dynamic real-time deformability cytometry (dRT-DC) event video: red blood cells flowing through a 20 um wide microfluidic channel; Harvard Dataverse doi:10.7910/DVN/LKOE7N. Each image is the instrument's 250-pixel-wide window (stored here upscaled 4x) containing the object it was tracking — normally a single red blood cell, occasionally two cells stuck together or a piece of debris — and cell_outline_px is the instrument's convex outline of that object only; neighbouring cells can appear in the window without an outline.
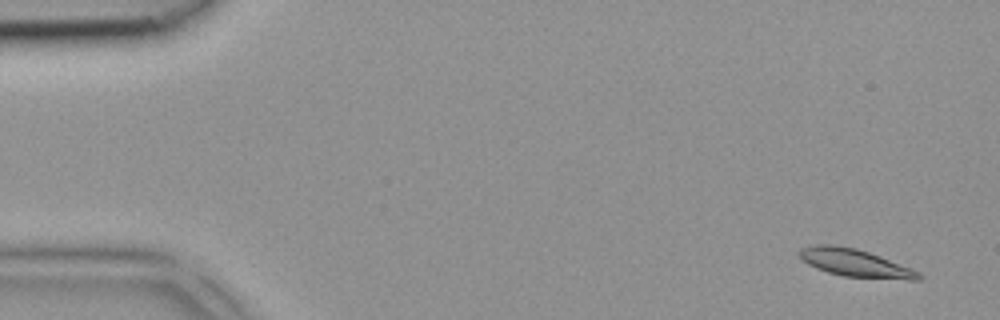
{"species": "common noctule bat (a hibernating species)", "species_latin": "Nyctalus noctula", "temperature_condition": "room temperature", "stored_images_in_passage": 4, "camera_frame_rate_fps": 3000, "um_per_image_px": 0.085, "animal": {"sex": "female", "body_mass_g": 18.4}, "frame": {"image": 1, "passage_image": 1, "time_ms": 0.0, "image_size_px": [1000, 320], "cell_outline_px": [[924, 276], [920, 280], [908, 280], [844, 276], [828, 272], [816, 268], [808, 264], [800, 256], [800, 248], [812, 244], [832, 244], [856, 248], [880, 256], [912, 268], [920, 272]], "centroid_in_image_um": [72.73, 22.35], "position_along_channel_um": 12.3, "area_um2": 19.31}}
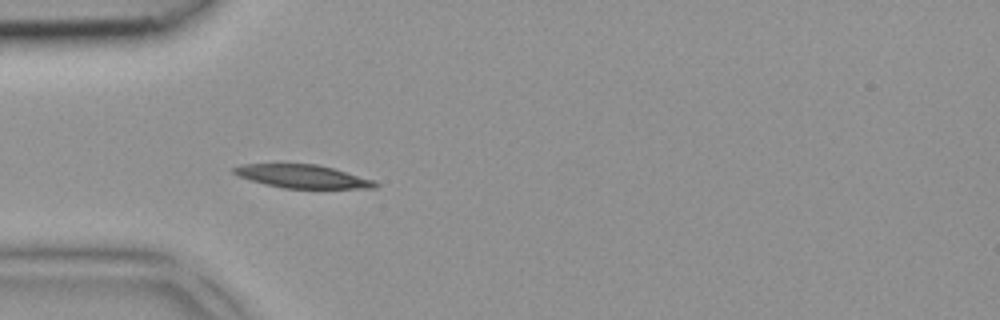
{"frame": {"image": 2, "passage_image": 4, "time_ms": 1.0, "image_size_px": [1000, 320], "cell_outline_px": [[380, 184], [376, 188], [284, 188], [264, 184], [240, 176], [232, 172], [232, 168], [240, 164], [316, 164], [332, 168], [376, 180]], "centroid_in_image_um": [25.74, 14.99], "position_along_channel_um": 59.3, "area_um2": 19.07}}